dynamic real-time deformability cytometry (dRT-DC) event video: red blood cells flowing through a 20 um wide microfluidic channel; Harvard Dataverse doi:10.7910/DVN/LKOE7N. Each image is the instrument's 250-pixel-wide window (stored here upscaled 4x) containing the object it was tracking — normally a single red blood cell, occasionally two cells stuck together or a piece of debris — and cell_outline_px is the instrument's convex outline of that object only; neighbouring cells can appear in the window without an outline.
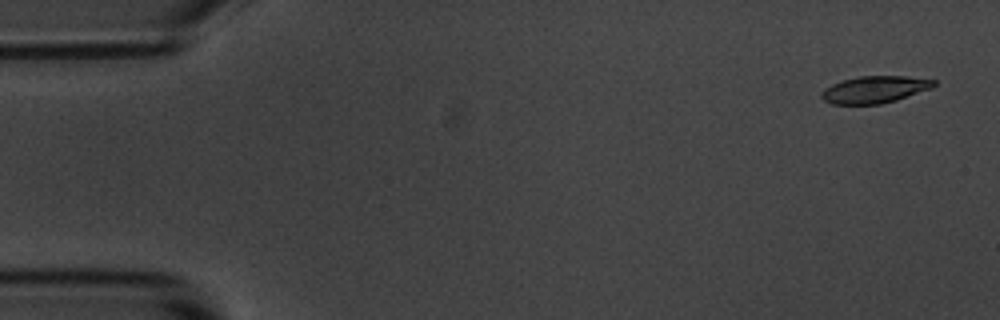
{"species": "common noctule bat (a hibernating species)", "species_latin": "Nyctalus noctula", "temperature_condition": "room temperature", "stored_images_in_passage": 3, "camera_frame_rate_fps": 3000, "um_per_image_px": 0.085, "animal": {"sex": "male", "body_mass_g": 20.1, "forearm_length_mm": 53.5}, "frame": {"image": 1, "passage_image": 1, "time_ms": 0.0, "image_size_px": [1000, 320], "cell_outline_px": [[936, 84], [932, 88], [896, 100], [880, 104], [832, 104], [824, 100], [820, 96], [820, 92], [824, 88], [832, 84], [844, 80], [860, 76], [904, 76], [936, 80]], "centroid_in_image_um": [74.33, 7.61], "position_along_channel_um": 10.7, "area_um2": 17.63}}